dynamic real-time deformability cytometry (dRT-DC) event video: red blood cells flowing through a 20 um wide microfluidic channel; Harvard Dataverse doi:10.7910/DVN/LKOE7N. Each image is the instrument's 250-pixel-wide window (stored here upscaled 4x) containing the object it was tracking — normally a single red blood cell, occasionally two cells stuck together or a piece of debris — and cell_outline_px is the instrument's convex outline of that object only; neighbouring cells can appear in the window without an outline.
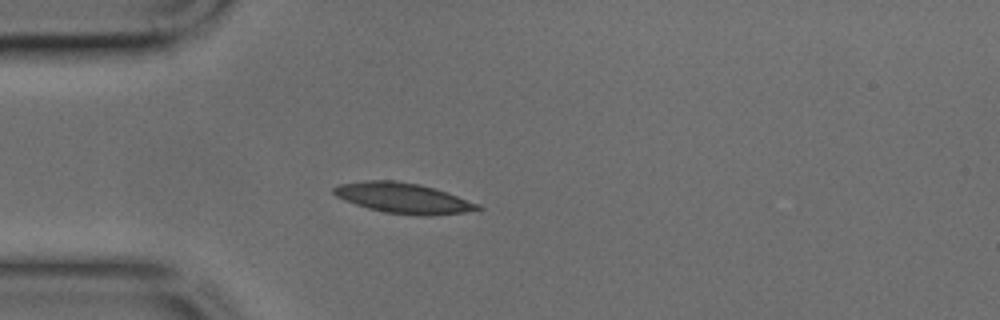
{"species": "common noctule bat (a hibernating species)", "species_latin": "Nyctalus noctula", "temperature_condition": "cold", "stored_images_in_passage": 34, "camera_frame_rate_fps": 3000, "um_per_image_px": 0.085, "animal": {"sex": "male", "body_mass_g": 17.9, "forearm_length_mm": 54.2}, "frame": {"image": 1, "passage_image": 1, "time_ms": 0.0, "image_size_px": [1000, 320], "cell_outline_px": [[484, 208], [480, 212], [428, 216], [424, 216], [384, 212], [368, 208], [344, 200], [336, 196], [332, 192], [332, 188], [340, 184], [368, 180], [396, 180], [416, 184], [432, 188], [480, 204]], "centroid_in_image_um": [34.34, 16.86], "position_along_channel_um": 50.7, "area_um2": 25.55}}
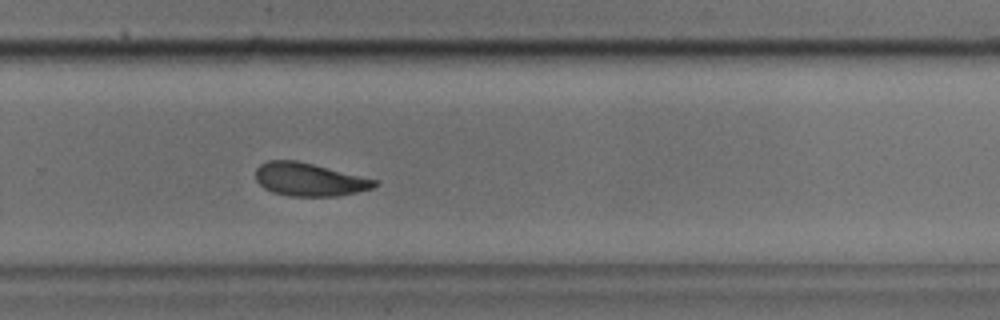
{"frame": {"image": 2, "passage_image": 19, "time_ms": 6.0, "image_size_px": [1000, 320], "cell_outline_px": [[380, 184], [372, 188], [356, 192], [336, 196], [288, 196], [272, 192], [264, 188], [256, 180], [256, 168], [260, 164], [268, 160], [296, 160], [380, 180]], "centroid_in_image_um": [26.3, 15.25], "position_along_channel_um": 303.5, "area_um2": 23.06}}
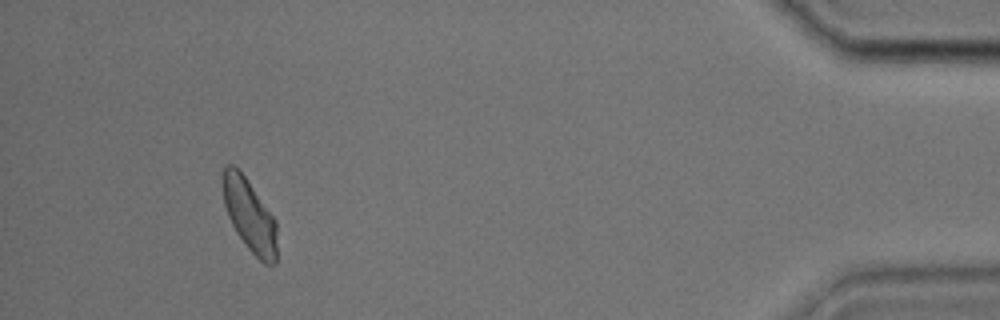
{"frame": {"image": 3, "passage_image": 31, "time_ms": 10.0, "image_size_px": [1000, 320], "cell_outline_px": [[276, 260], [272, 264], [264, 264], [244, 244], [236, 232], [228, 216], [224, 204], [220, 176], [224, 168], [228, 164], [232, 164], [244, 176], [276, 220]], "centroid_in_image_um": [21.17, 18.29], "position_along_channel_um": 414.0, "area_um2": 22.77}}